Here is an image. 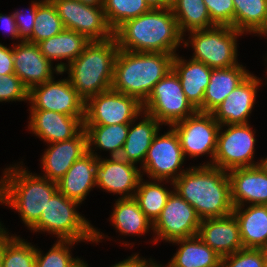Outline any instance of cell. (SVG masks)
<instances>
[{
  "label": "cell",
  "instance_id": "cell-1",
  "mask_svg": "<svg viewBox=\"0 0 267 267\" xmlns=\"http://www.w3.org/2000/svg\"><path fill=\"white\" fill-rule=\"evenodd\" d=\"M177 192L203 219L231 215L230 180L227 171L212 165L186 168L172 184Z\"/></svg>",
  "mask_w": 267,
  "mask_h": 267
},
{
  "label": "cell",
  "instance_id": "cell-2",
  "mask_svg": "<svg viewBox=\"0 0 267 267\" xmlns=\"http://www.w3.org/2000/svg\"><path fill=\"white\" fill-rule=\"evenodd\" d=\"M114 37L120 50L176 55L184 36L171 7H168L151 8L145 14L125 21L114 31Z\"/></svg>",
  "mask_w": 267,
  "mask_h": 267
},
{
  "label": "cell",
  "instance_id": "cell-3",
  "mask_svg": "<svg viewBox=\"0 0 267 267\" xmlns=\"http://www.w3.org/2000/svg\"><path fill=\"white\" fill-rule=\"evenodd\" d=\"M22 165L4 169L0 179V204L16 210L30 230L39 221L42 210L58 187L57 182L32 174Z\"/></svg>",
  "mask_w": 267,
  "mask_h": 267
},
{
  "label": "cell",
  "instance_id": "cell-4",
  "mask_svg": "<svg viewBox=\"0 0 267 267\" xmlns=\"http://www.w3.org/2000/svg\"><path fill=\"white\" fill-rule=\"evenodd\" d=\"M174 55L118 50L111 89L143 104L153 87L172 70Z\"/></svg>",
  "mask_w": 267,
  "mask_h": 267
},
{
  "label": "cell",
  "instance_id": "cell-5",
  "mask_svg": "<svg viewBox=\"0 0 267 267\" xmlns=\"http://www.w3.org/2000/svg\"><path fill=\"white\" fill-rule=\"evenodd\" d=\"M118 50L115 37L90 41L84 51L62 70L63 73L68 71L71 85L85 102L111 89Z\"/></svg>",
  "mask_w": 267,
  "mask_h": 267
},
{
  "label": "cell",
  "instance_id": "cell-6",
  "mask_svg": "<svg viewBox=\"0 0 267 267\" xmlns=\"http://www.w3.org/2000/svg\"><path fill=\"white\" fill-rule=\"evenodd\" d=\"M79 202L57 191L42 210L39 221L30 229L56 235L57 240L98 243L105 237L77 212Z\"/></svg>",
  "mask_w": 267,
  "mask_h": 267
},
{
  "label": "cell",
  "instance_id": "cell-7",
  "mask_svg": "<svg viewBox=\"0 0 267 267\" xmlns=\"http://www.w3.org/2000/svg\"><path fill=\"white\" fill-rule=\"evenodd\" d=\"M188 35L189 40L183 37V47L192 46L194 50L192 59L212 69L228 68L240 64L237 61V36L243 34L235 28L215 26L194 30L188 32Z\"/></svg>",
  "mask_w": 267,
  "mask_h": 267
},
{
  "label": "cell",
  "instance_id": "cell-8",
  "mask_svg": "<svg viewBox=\"0 0 267 267\" xmlns=\"http://www.w3.org/2000/svg\"><path fill=\"white\" fill-rule=\"evenodd\" d=\"M142 108L162 125H169L168 127L197 112L187 100L179 77L173 69L153 87Z\"/></svg>",
  "mask_w": 267,
  "mask_h": 267
},
{
  "label": "cell",
  "instance_id": "cell-9",
  "mask_svg": "<svg viewBox=\"0 0 267 267\" xmlns=\"http://www.w3.org/2000/svg\"><path fill=\"white\" fill-rule=\"evenodd\" d=\"M227 126L225 130L223 127ZM223 130V131H222ZM250 124L221 125L212 166L229 171L257 166L254 161L256 138Z\"/></svg>",
  "mask_w": 267,
  "mask_h": 267
},
{
  "label": "cell",
  "instance_id": "cell-10",
  "mask_svg": "<svg viewBox=\"0 0 267 267\" xmlns=\"http://www.w3.org/2000/svg\"><path fill=\"white\" fill-rule=\"evenodd\" d=\"M184 160L185 156L179 137L170 126V129L161 136L159 132L155 135L144 163L140 167L143 170L142 176L145 173L149 179L164 180L166 182L163 184L170 182V185H172L186 171L182 169Z\"/></svg>",
  "mask_w": 267,
  "mask_h": 267
},
{
  "label": "cell",
  "instance_id": "cell-11",
  "mask_svg": "<svg viewBox=\"0 0 267 267\" xmlns=\"http://www.w3.org/2000/svg\"><path fill=\"white\" fill-rule=\"evenodd\" d=\"M220 126L211 113L197 111L171 127L179 137L185 158L187 155L197 158L208 154L210 162H205L203 165H212Z\"/></svg>",
  "mask_w": 267,
  "mask_h": 267
},
{
  "label": "cell",
  "instance_id": "cell-12",
  "mask_svg": "<svg viewBox=\"0 0 267 267\" xmlns=\"http://www.w3.org/2000/svg\"><path fill=\"white\" fill-rule=\"evenodd\" d=\"M142 112L136 98L110 89L85 102L84 125L130 124Z\"/></svg>",
  "mask_w": 267,
  "mask_h": 267
},
{
  "label": "cell",
  "instance_id": "cell-13",
  "mask_svg": "<svg viewBox=\"0 0 267 267\" xmlns=\"http://www.w3.org/2000/svg\"><path fill=\"white\" fill-rule=\"evenodd\" d=\"M65 29L76 31L89 41H104L114 37L101 6H89L76 0H50Z\"/></svg>",
  "mask_w": 267,
  "mask_h": 267
},
{
  "label": "cell",
  "instance_id": "cell-14",
  "mask_svg": "<svg viewBox=\"0 0 267 267\" xmlns=\"http://www.w3.org/2000/svg\"><path fill=\"white\" fill-rule=\"evenodd\" d=\"M201 219L195 209L174 190L167 199L161 215L153 224V243L173 242L196 236Z\"/></svg>",
  "mask_w": 267,
  "mask_h": 267
},
{
  "label": "cell",
  "instance_id": "cell-15",
  "mask_svg": "<svg viewBox=\"0 0 267 267\" xmlns=\"http://www.w3.org/2000/svg\"><path fill=\"white\" fill-rule=\"evenodd\" d=\"M48 80L29 90V109H42L74 117H85V101L71 85L68 77Z\"/></svg>",
  "mask_w": 267,
  "mask_h": 267
},
{
  "label": "cell",
  "instance_id": "cell-16",
  "mask_svg": "<svg viewBox=\"0 0 267 267\" xmlns=\"http://www.w3.org/2000/svg\"><path fill=\"white\" fill-rule=\"evenodd\" d=\"M141 168L119 157L98 158L95 167L96 187L118 194L119 198H133L142 176Z\"/></svg>",
  "mask_w": 267,
  "mask_h": 267
},
{
  "label": "cell",
  "instance_id": "cell-17",
  "mask_svg": "<svg viewBox=\"0 0 267 267\" xmlns=\"http://www.w3.org/2000/svg\"><path fill=\"white\" fill-rule=\"evenodd\" d=\"M14 73L23 82L24 86L31 88L43 84L63 72L49 61L39 49L37 44L27 41L13 43Z\"/></svg>",
  "mask_w": 267,
  "mask_h": 267
},
{
  "label": "cell",
  "instance_id": "cell-18",
  "mask_svg": "<svg viewBox=\"0 0 267 267\" xmlns=\"http://www.w3.org/2000/svg\"><path fill=\"white\" fill-rule=\"evenodd\" d=\"M261 78L250 74L211 114L220 125L248 124Z\"/></svg>",
  "mask_w": 267,
  "mask_h": 267
},
{
  "label": "cell",
  "instance_id": "cell-19",
  "mask_svg": "<svg viewBox=\"0 0 267 267\" xmlns=\"http://www.w3.org/2000/svg\"><path fill=\"white\" fill-rule=\"evenodd\" d=\"M28 129L44 143L65 141L84 128L85 117H74L54 111L30 109Z\"/></svg>",
  "mask_w": 267,
  "mask_h": 267
},
{
  "label": "cell",
  "instance_id": "cell-20",
  "mask_svg": "<svg viewBox=\"0 0 267 267\" xmlns=\"http://www.w3.org/2000/svg\"><path fill=\"white\" fill-rule=\"evenodd\" d=\"M41 157L43 177L57 182L73 165V163L88 152V139L83 128L75 137L54 143H49Z\"/></svg>",
  "mask_w": 267,
  "mask_h": 267
},
{
  "label": "cell",
  "instance_id": "cell-21",
  "mask_svg": "<svg viewBox=\"0 0 267 267\" xmlns=\"http://www.w3.org/2000/svg\"><path fill=\"white\" fill-rule=\"evenodd\" d=\"M227 173L233 207L267 205V174L258 165L234 168Z\"/></svg>",
  "mask_w": 267,
  "mask_h": 267
},
{
  "label": "cell",
  "instance_id": "cell-22",
  "mask_svg": "<svg viewBox=\"0 0 267 267\" xmlns=\"http://www.w3.org/2000/svg\"><path fill=\"white\" fill-rule=\"evenodd\" d=\"M197 236L222 258L244 248L233 214L201 220Z\"/></svg>",
  "mask_w": 267,
  "mask_h": 267
},
{
  "label": "cell",
  "instance_id": "cell-23",
  "mask_svg": "<svg viewBox=\"0 0 267 267\" xmlns=\"http://www.w3.org/2000/svg\"><path fill=\"white\" fill-rule=\"evenodd\" d=\"M172 69L178 75L184 94L191 105L203 112V97L209 84L212 68L194 59L174 55Z\"/></svg>",
  "mask_w": 267,
  "mask_h": 267
},
{
  "label": "cell",
  "instance_id": "cell-24",
  "mask_svg": "<svg viewBox=\"0 0 267 267\" xmlns=\"http://www.w3.org/2000/svg\"><path fill=\"white\" fill-rule=\"evenodd\" d=\"M98 158L89 151L77 159L66 174L57 181L58 191L69 199L80 204L86 199L92 188H95V167Z\"/></svg>",
  "mask_w": 267,
  "mask_h": 267
},
{
  "label": "cell",
  "instance_id": "cell-25",
  "mask_svg": "<svg viewBox=\"0 0 267 267\" xmlns=\"http://www.w3.org/2000/svg\"><path fill=\"white\" fill-rule=\"evenodd\" d=\"M140 122H136L138 117L129 124L128 136L123 144L119 158L143 165L147 151L152 144L155 135L160 132L162 124L153 116L142 112ZM136 122V124H135Z\"/></svg>",
  "mask_w": 267,
  "mask_h": 267
},
{
  "label": "cell",
  "instance_id": "cell-26",
  "mask_svg": "<svg viewBox=\"0 0 267 267\" xmlns=\"http://www.w3.org/2000/svg\"><path fill=\"white\" fill-rule=\"evenodd\" d=\"M244 207H234L232 212L239 224L243 247L267 250V205Z\"/></svg>",
  "mask_w": 267,
  "mask_h": 267
},
{
  "label": "cell",
  "instance_id": "cell-27",
  "mask_svg": "<svg viewBox=\"0 0 267 267\" xmlns=\"http://www.w3.org/2000/svg\"><path fill=\"white\" fill-rule=\"evenodd\" d=\"M250 74L241 64L212 69L203 97V113H211Z\"/></svg>",
  "mask_w": 267,
  "mask_h": 267
},
{
  "label": "cell",
  "instance_id": "cell-28",
  "mask_svg": "<svg viewBox=\"0 0 267 267\" xmlns=\"http://www.w3.org/2000/svg\"><path fill=\"white\" fill-rule=\"evenodd\" d=\"M89 43L85 36L73 30L64 29L57 35L40 41L37 45L40 52L52 63L57 60L67 61L66 63L60 61L55 65L62 71L84 51Z\"/></svg>",
  "mask_w": 267,
  "mask_h": 267
},
{
  "label": "cell",
  "instance_id": "cell-29",
  "mask_svg": "<svg viewBox=\"0 0 267 267\" xmlns=\"http://www.w3.org/2000/svg\"><path fill=\"white\" fill-rule=\"evenodd\" d=\"M171 243L179 247L164 267H221L222 257L197 235Z\"/></svg>",
  "mask_w": 267,
  "mask_h": 267
},
{
  "label": "cell",
  "instance_id": "cell-30",
  "mask_svg": "<svg viewBox=\"0 0 267 267\" xmlns=\"http://www.w3.org/2000/svg\"><path fill=\"white\" fill-rule=\"evenodd\" d=\"M113 206L110 220L112 225L122 235H144L153 230V223L140 209L133 198H118Z\"/></svg>",
  "mask_w": 267,
  "mask_h": 267
},
{
  "label": "cell",
  "instance_id": "cell-31",
  "mask_svg": "<svg viewBox=\"0 0 267 267\" xmlns=\"http://www.w3.org/2000/svg\"><path fill=\"white\" fill-rule=\"evenodd\" d=\"M88 139V151L97 158V150L109 151L110 157H119L128 136L129 124L84 125Z\"/></svg>",
  "mask_w": 267,
  "mask_h": 267
},
{
  "label": "cell",
  "instance_id": "cell-32",
  "mask_svg": "<svg viewBox=\"0 0 267 267\" xmlns=\"http://www.w3.org/2000/svg\"><path fill=\"white\" fill-rule=\"evenodd\" d=\"M171 9L183 36L186 31L215 27L204 0H172Z\"/></svg>",
  "mask_w": 267,
  "mask_h": 267
},
{
  "label": "cell",
  "instance_id": "cell-33",
  "mask_svg": "<svg viewBox=\"0 0 267 267\" xmlns=\"http://www.w3.org/2000/svg\"><path fill=\"white\" fill-rule=\"evenodd\" d=\"M234 28L242 34H260L267 24V0H233Z\"/></svg>",
  "mask_w": 267,
  "mask_h": 267
},
{
  "label": "cell",
  "instance_id": "cell-34",
  "mask_svg": "<svg viewBox=\"0 0 267 267\" xmlns=\"http://www.w3.org/2000/svg\"><path fill=\"white\" fill-rule=\"evenodd\" d=\"M150 181H144L141 178L134 194V199L146 217L154 224L161 215L162 209L173 190H168L162 186L163 184L161 183L164 180L151 179Z\"/></svg>",
  "mask_w": 267,
  "mask_h": 267
},
{
  "label": "cell",
  "instance_id": "cell-35",
  "mask_svg": "<svg viewBox=\"0 0 267 267\" xmlns=\"http://www.w3.org/2000/svg\"><path fill=\"white\" fill-rule=\"evenodd\" d=\"M4 230V253L2 267H36V247L28 243L25 239L8 234L6 228Z\"/></svg>",
  "mask_w": 267,
  "mask_h": 267
},
{
  "label": "cell",
  "instance_id": "cell-36",
  "mask_svg": "<svg viewBox=\"0 0 267 267\" xmlns=\"http://www.w3.org/2000/svg\"><path fill=\"white\" fill-rule=\"evenodd\" d=\"M61 18L50 0H43L37 6L33 32L29 43L37 44L51 38L64 30Z\"/></svg>",
  "mask_w": 267,
  "mask_h": 267
},
{
  "label": "cell",
  "instance_id": "cell-37",
  "mask_svg": "<svg viewBox=\"0 0 267 267\" xmlns=\"http://www.w3.org/2000/svg\"><path fill=\"white\" fill-rule=\"evenodd\" d=\"M150 9L145 0H104L103 2L106 20L113 31L125 21L137 18Z\"/></svg>",
  "mask_w": 267,
  "mask_h": 267
},
{
  "label": "cell",
  "instance_id": "cell-38",
  "mask_svg": "<svg viewBox=\"0 0 267 267\" xmlns=\"http://www.w3.org/2000/svg\"><path fill=\"white\" fill-rule=\"evenodd\" d=\"M76 243L78 244V242L71 240H56L46 254L36 248V267H71L78 259V257L74 258L70 253L71 246Z\"/></svg>",
  "mask_w": 267,
  "mask_h": 267
},
{
  "label": "cell",
  "instance_id": "cell-39",
  "mask_svg": "<svg viewBox=\"0 0 267 267\" xmlns=\"http://www.w3.org/2000/svg\"><path fill=\"white\" fill-rule=\"evenodd\" d=\"M265 249L243 248L225 256L221 260V267H265Z\"/></svg>",
  "mask_w": 267,
  "mask_h": 267
},
{
  "label": "cell",
  "instance_id": "cell-40",
  "mask_svg": "<svg viewBox=\"0 0 267 267\" xmlns=\"http://www.w3.org/2000/svg\"><path fill=\"white\" fill-rule=\"evenodd\" d=\"M29 90L15 74L0 75V102L28 101Z\"/></svg>",
  "mask_w": 267,
  "mask_h": 267
},
{
  "label": "cell",
  "instance_id": "cell-41",
  "mask_svg": "<svg viewBox=\"0 0 267 267\" xmlns=\"http://www.w3.org/2000/svg\"><path fill=\"white\" fill-rule=\"evenodd\" d=\"M215 26H229L234 28L233 0H204Z\"/></svg>",
  "mask_w": 267,
  "mask_h": 267
},
{
  "label": "cell",
  "instance_id": "cell-42",
  "mask_svg": "<svg viewBox=\"0 0 267 267\" xmlns=\"http://www.w3.org/2000/svg\"><path fill=\"white\" fill-rule=\"evenodd\" d=\"M43 0H34L31 2V7L27 10L25 9V11H29V13L27 12V15L23 13V10H21V12L18 10H15V12H13L16 24H17V29L19 32V40L20 42L22 41H29L31 39L32 36V32H33V26L35 23V18H36V13H37V6L42 2Z\"/></svg>",
  "mask_w": 267,
  "mask_h": 267
},
{
  "label": "cell",
  "instance_id": "cell-43",
  "mask_svg": "<svg viewBox=\"0 0 267 267\" xmlns=\"http://www.w3.org/2000/svg\"><path fill=\"white\" fill-rule=\"evenodd\" d=\"M15 74L13 47H7L0 43V75Z\"/></svg>",
  "mask_w": 267,
  "mask_h": 267
},
{
  "label": "cell",
  "instance_id": "cell-44",
  "mask_svg": "<svg viewBox=\"0 0 267 267\" xmlns=\"http://www.w3.org/2000/svg\"><path fill=\"white\" fill-rule=\"evenodd\" d=\"M0 25L4 30V34L6 31V35H11V39H19V32L13 13L9 15L0 13Z\"/></svg>",
  "mask_w": 267,
  "mask_h": 267
},
{
  "label": "cell",
  "instance_id": "cell-45",
  "mask_svg": "<svg viewBox=\"0 0 267 267\" xmlns=\"http://www.w3.org/2000/svg\"><path fill=\"white\" fill-rule=\"evenodd\" d=\"M151 261V258L146 260V258L139 257V253H137L129 256L127 259L119 261L110 267H146Z\"/></svg>",
  "mask_w": 267,
  "mask_h": 267
},
{
  "label": "cell",
  "instance_id": "cell-46",
  "mask_svg": "<svg viewBox=\"0 0 267 267\" xmlns=\"http://www.w3.org/2000/svg\"><path fill=\"white\" fill-rule=\"evenodd\" d=\"M146 3L153 9H164L171 7L172 0H145Z\"/></svg>",
  "mask_w": 267,
  "mask_h": 267
},
{
  "label": "cell",
  "instance_id": "cell-47",
  "mask_svg": "<svg viewBox=\"0 0 267 267\" xmlns=\"http://www.w3.org/2000/svg\"><path fill=\"white\" fill-rule=\"evenodd\" d=\"M3 253H4V230L0 228V267L3 263Z\"/></svg>",
  "mask_w": 267,
  "mask_h": 267
},
{
  "label": "cell",
  "instance_id": "cell-48",
  "mask_svg": "<svg viewBox=\"0 0 267 267\" xmlns=\"http://www.w3.org/2000/svg\"><path fill=\"white\" fill-rule=\"evenodd\" d=\"M89 6H101L104 0H76Z\"/></svg>",
  "mask_w": 267,
  "mask_h": 267
},
{
  "label": "cell",
  "instance_id": "cell-49",
  "mask_svg": "<svg viewBox=\"0 0 267 267\" xmlns=\"http://www.w3.org/2000/svg\"><path fill=\"white\" fill-rule=\"evenodd\" d=\"M258 166L261 168V170L267 174V157L266 158H262L259 162H258Z\"/></svg>",
  "mask_w": 267,
  "mask_h": 267
},
{
  "label": "cell",
  "instance_id": "cell-50",
  "mask_svg": "<svg viewBox=\"0 0 267 267\" xmlns=\"http://www.w3.org/2000/svg\"><path fill=\"white\" fill-rule=\"evenodd\" d=\"M71 267H88V264L81 258H78Z\"/></svg>",
  "mask_w": 267,
  "mask_h": 267
},
{
  "label": "cell",
  "instance_id": "cell-51",
  "mask_svg": "<svg viewBox=\"0 0 267 267\" xmlns=\"http://www.w3.org/2000/svg\"><path fill=\"white\" fill-rule=\"evenodd\" d=\"M146 267H164V265H161L160 263L157 264L156 261H151Z\"/></svg>",
  "mask_w": 267,
  "mask_h": 267
},
{
  "label": "cell",
  "instance_id": "cell-52",
  "mask_svg": "<svg viewBox=\"0 0 267 267\" xmlns=\"http://www.w3.org/2000/svg\"><path fill=\"white\" fill-rule=\"evenodd\" d=\"M260 36H267V24H266V26H265V28L260 32V34H259Z\"/></svg>",
  "mask_w": 267,
  "mask_h": 267
},
{
  "label": "cell",
  "instance_id": "cell-53",
  "mask_svg": "<svg viewBox=\"0 0 267 267\" xmlns=\"http://www.w3.org/2000/svg\"><path fill=\"white\" fill-rule=\"evenodd\" d=\"M265 267H267V250H266V261H265Z\"/></svg>",
  "mask_w": 267,
  "mask_h": 267
}]
</instances>
